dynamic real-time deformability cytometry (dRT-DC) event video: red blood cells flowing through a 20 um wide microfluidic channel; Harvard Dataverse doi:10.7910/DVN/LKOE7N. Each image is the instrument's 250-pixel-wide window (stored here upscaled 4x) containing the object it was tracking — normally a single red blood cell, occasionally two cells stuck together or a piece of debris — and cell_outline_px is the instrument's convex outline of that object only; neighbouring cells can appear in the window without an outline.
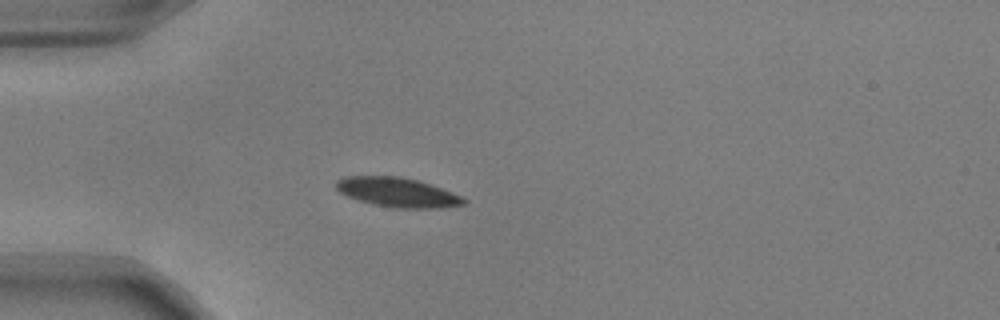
{"species": "common noctule bat (a hibernating species)", "species_latin": "Nyctalus noctula", "temperature_condition": "warm", "stored_images_in_passage": 39, "camera_frame_rate_fps": 3000, "um_per_image_px": 0.085, "animal": {"sex": "male", "body_mass_g": 17.9, "forearm_length_mm": 54.2}, "frame": {"image": 1, "passage_image": 1, "time_ms": 0.0, "image_size_px": [1000, 320], "cell_outline_px": [[468, 200], [464, 204], [444, 208], [396, 208], [372, 204], [348, 196], [340, 192], [336, 188], [336, 180], [344, 176], [400, 176], [416, 180], [440, 188], [460, 196]], "centroid_in_image_um": [33.76, 16.35], "position_along_channel_um": 51.2, "area_um2": 21.68}}
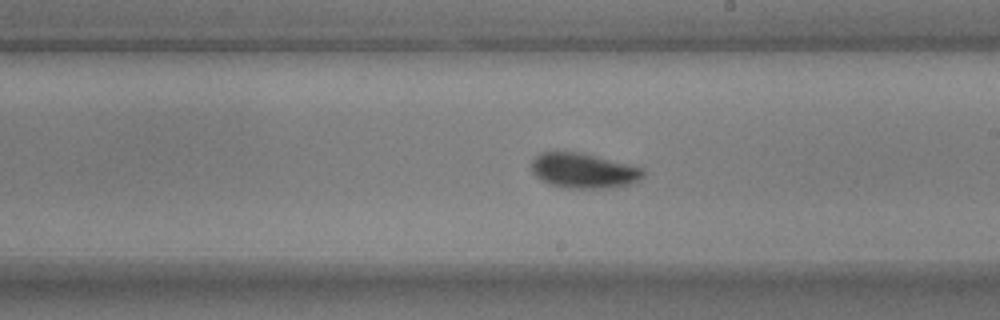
{"frame": {"image": 2, "passage_image": 17, "time_ms": 5.333, "image_size_px": [1000, 320], "cell_outline_px": [[644, 176], [640, 180], [632, 184], [604, 188], [568, 188], [548, 184], [536, 176], [532, 172], [532, 160], [540, 152], [580, 152], [644, 168]], "centroid_in_image_um": [49.61, 14.51], "position_along_channel_um": 239.4, "area_um2": 22.77}}
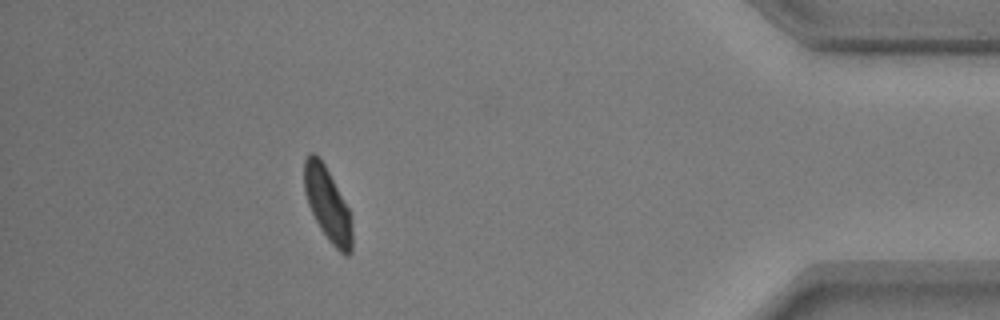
{"frame": {"image": 3, "passage_image": 34, "time_ms": 11.0, "image_size_px": [1000, 320], "cell_outline_px": [[352, 252], [348, 256], [344, 256], [328, 240], [320, 228], [308, 204], [304, 192], [304, 160], [308, 152], [312, 152], [320, 156], [348, 208], [352, 216]], "centroid_in_image_um": [27.85, 17.37], "position_along_channel_um": 407.4, "area_um2": 20.63}, "authors_computed_cell_mechanics": {"area_um2": 21.964, "velocity_mm_per_s": 3.7735, "shape_relaxation_time_tau1_ms": 2.0369, "shape_relaxation_time_tau2_ms": 0.9723, "deformation_change_tau1": 0.126, "deformation_change_tau2": 0.0274}}